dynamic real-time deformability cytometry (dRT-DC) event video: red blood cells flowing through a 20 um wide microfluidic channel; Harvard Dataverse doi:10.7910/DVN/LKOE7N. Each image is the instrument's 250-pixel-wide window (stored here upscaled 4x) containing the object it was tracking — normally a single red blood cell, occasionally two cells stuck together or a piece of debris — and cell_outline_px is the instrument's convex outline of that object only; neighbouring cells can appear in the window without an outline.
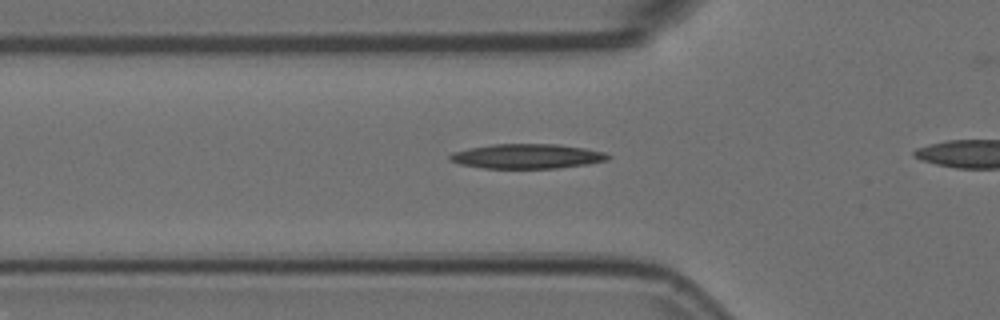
{"species": "Egyptian fruit bat (a non-hibernating species)", "species_latin": "Rousettus aegyptiacus", "temperature_condition": "room temperature", "stored_images_in_passage": 32, "camera_frame_rate_fps": 3000, "um_per_image_px": 0.085, "animal": {"sex": "female"}, "frame": {"image": 1, "passage_image": 7, "time_ms": 2.0, "image_size_px": [1000, 320], "cell_outline_px": [[612, 156], [608, 160], [588, 164], [560, 168], [484, 168], [460, 164], [448, 160], [448, 156], [452, 152], [468, 148], [492, 144], [556, 144], [584, 148], [604, 152]], "centroid_in_image_um": [44.79, 13.28], "position_along_channel_um": 81.0, "area_um2": 22.83}}
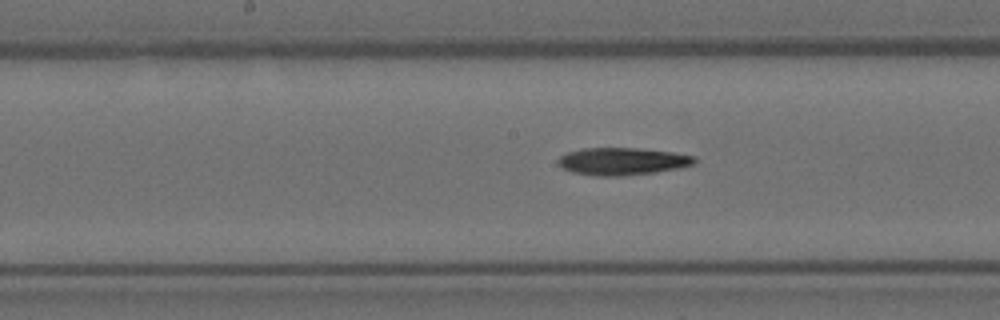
{"frame": {"image": 2, "passage_image": 16, "time_ms": 5.0, "image_size_px": [1000, 320], "cell_outline_px": [[696, 164], [680, 168], [652, 172], [620, 176], [596, 176], [572, 172], [564, 168], [556, 160], [560, 156], [568, 152], [584, 148], [640, 148], [672, 152], [696, 156]], "centroid_in_image_um": [52.93, 13.71], "position_along_channel_um": 195.3, "area_um2": 21.73}}
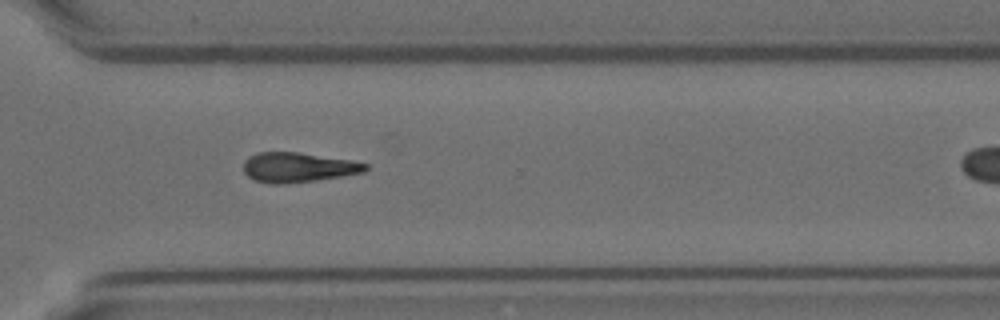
{"frame": {"image": 3, "passage_image": 28, "time_ms": 9.0, "image_size_px": [1000, 320], "cell_outline_px": [[368, 168], [364, 172], [344, 176], [316, 180], [284, 184], [272, 184], [256, 180], [248, 176], [244, 172], [244, 160], [248, 156], [256, 152], [296, 152], [352, 160], [368, 164]], "centroid_in_image_um": [25.33, 14.22], "position_along_channel_um": 345.3, "area_um2": 21.21}}